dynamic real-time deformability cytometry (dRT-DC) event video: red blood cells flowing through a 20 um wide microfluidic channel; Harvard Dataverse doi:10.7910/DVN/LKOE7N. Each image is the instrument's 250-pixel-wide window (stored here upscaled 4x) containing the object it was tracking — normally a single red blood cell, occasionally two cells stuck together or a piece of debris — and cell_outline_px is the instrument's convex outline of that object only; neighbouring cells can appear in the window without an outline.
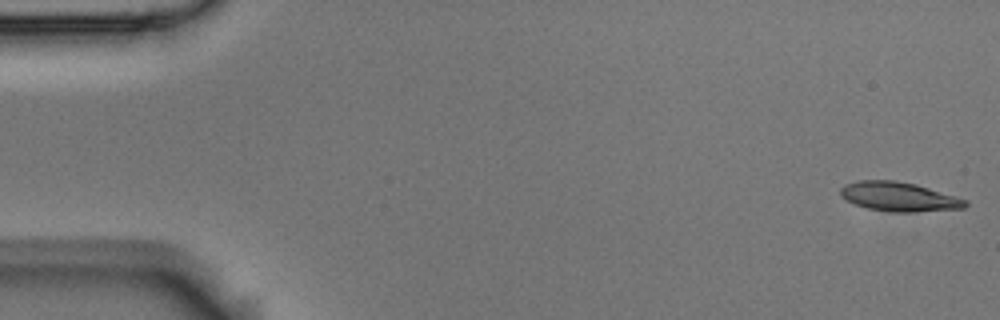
{"species": "Egyptian fruit bat (a non-hibernating species)", "species_latin": "Rousettus aegyptiacus", "temperature_condition": "room temperature", "stored_images_in_passage": 5, "segment_of_instrument_passage": [2, 2], "camera_frame_rate_fps": 3000, "um_per_image_px": 0.085, "animal": {"sex": "male"}, "frame": {"image": 1, "passage_image": 5, "time_ms": 1.333, "image_size_px": [1000, 320], "cell_outline_px": [[968, 204], [964, 208], [912, 212], [892, 212], [868, 208], [856, 204], [840, 196], [840, 188], [844, 184], [860, 180], [896, 180], [916, 184], [956, 196], [968, 200]], "centroid_in_image_um": [76.42, 16.71], "position_along_channel_um": 8.6, "area_um2": 21.27}}